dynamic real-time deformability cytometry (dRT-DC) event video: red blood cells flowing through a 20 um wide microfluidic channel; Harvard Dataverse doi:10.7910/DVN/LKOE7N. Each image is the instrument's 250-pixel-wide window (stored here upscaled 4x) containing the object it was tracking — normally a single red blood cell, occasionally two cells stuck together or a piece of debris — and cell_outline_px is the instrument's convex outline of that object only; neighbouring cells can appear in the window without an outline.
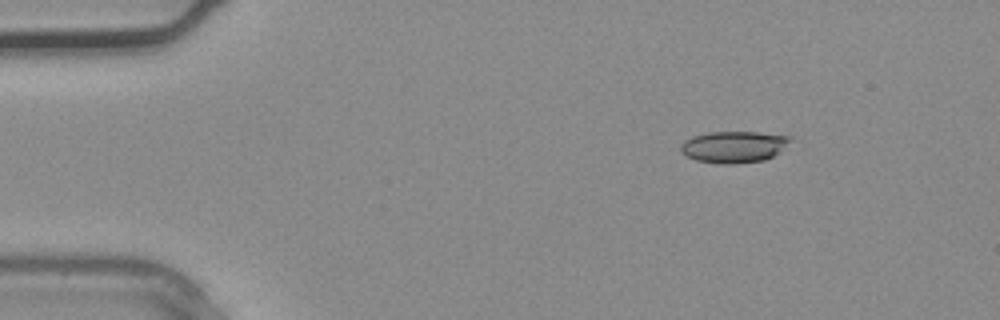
{"species": "common noctule bat (a hibernating species)", "species_latin": "Nyctalus noctula", "temperature_condition": "warm", "stored_images_in_passage": 3, "camera_frame_rate_fps": 3000, "um_per_image_px": 0.085, "animal": {"sex": "male", "body_mass_g": 20.4}, "frame": {"image": 1, "passage_image": 1, "time_ms": 0.0, "image_size_px": [1000, 320], "cell_outline_px": [[792, 140], [780, 152], [764, 160], [732, 164], [724, 164], [696, 160], [688, 156], [680, 148], [680, 144], [684, 140], [692, 136], [708, 132], [756, 132], [792, 136]], "centroid_in_image_um": [62.4, 12.47], "position_along_channel_um": 22.6, "area_um2": 20.11}}